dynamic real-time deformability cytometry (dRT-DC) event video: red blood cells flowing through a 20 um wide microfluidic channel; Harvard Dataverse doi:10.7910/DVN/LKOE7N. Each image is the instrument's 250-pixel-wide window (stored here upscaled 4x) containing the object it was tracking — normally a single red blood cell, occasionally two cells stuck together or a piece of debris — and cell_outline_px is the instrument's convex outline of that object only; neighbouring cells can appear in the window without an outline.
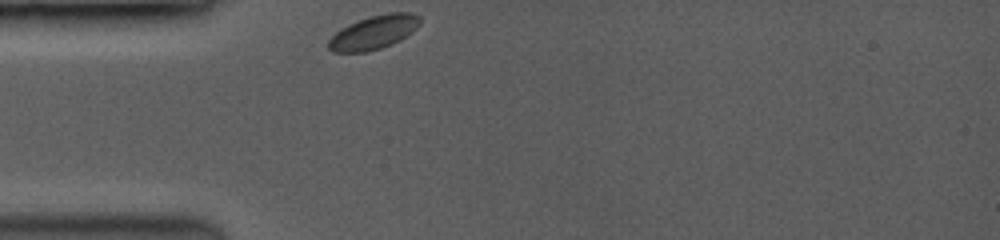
{"species": "common noctule bat (a hibernating species)", "species_latin": "Nyctalus noctula", "temperature_condition": "room temperature", "stored_images_in_passage": 47, "camera_frame_rate_fps": 3500, "um_per_image_px": 0.085, "animal": {"sex": "female", "body_mass_g": 19.0, "forearm_length_mm": 53.3}, "frame": {"image": 1, "passage_image": 1, "time_ms": 0.0, "image_size_px": [1000, 240], "cell_outline_px": [[420, 24], [412, 32], [400, 40], [392, 44], [380, 48], [364, 52], [332, 52], [328, 48], [328, 40], [340, 28], [348, 24], [372, 16], [388, 12], [412, 12], [420, 16]], "centroid_in_image_um": [31.78, 2.74], "position_along_channel_um": 53.2, "area_um2": 17.98}}
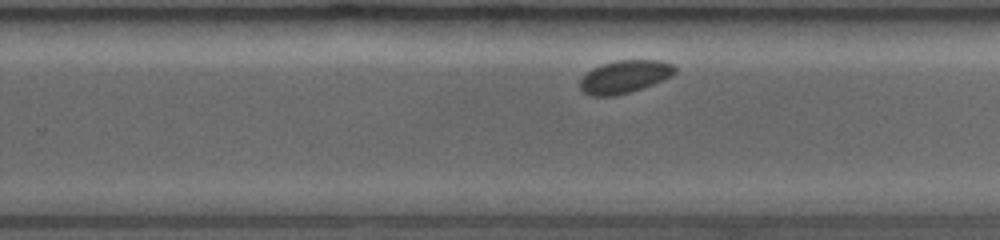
{"frame": {"image": 2, "passage_image": 26, "time_ms": 6.286, "image_size_px": [1000, 240], "cell_outline_px": [[676, 72], [672, 76], [652, 84], [628, 92], [612, 96], [592, 96], [584, 92], [580, 88], [580, 80], [592, 68], [616, 60], [660, 60], [672, 64], [676, 68]], "centroid_in_image_um": [53.1, 6.51], "position_along_channel_um": 276.7, "area_um2": 17.86}}
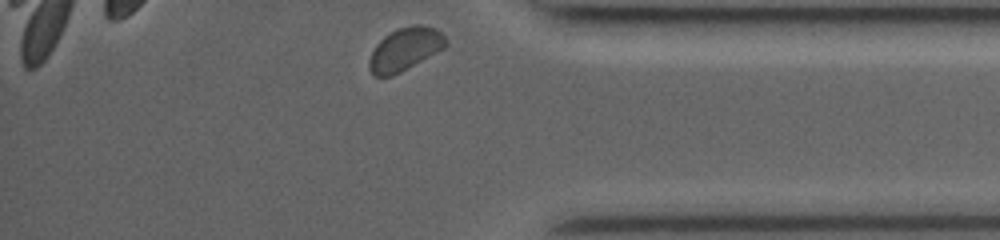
{"frame": {"image": 3, "passage_image": 46, "time_ms": 9.714, "image_size_px": [1000, 240], "cell_outline_px": [[444, 48], [400, 72], [392, 76], [372, 76], [368, 68], [368, 60], [376, 44], [384, 36], [400, 28], [416, 24], [420, 24], [436, 28], [444, 36]], "centroid_in_image_um": [34.37, 4.19], "position_along_channel_um": 400.8, "area_um2": 18.84}, "authors_computed_cell_mechanics": {"area_um2": 18.0336, "velocity_mm_per_s": 3.7058, "shape_relaxation_time_tau1_ms": 2.8705, "shape_relaxation_time_tau2_ms": null, "deformation_change_tau1": 0.076, "deformation_change_tau2": null}}